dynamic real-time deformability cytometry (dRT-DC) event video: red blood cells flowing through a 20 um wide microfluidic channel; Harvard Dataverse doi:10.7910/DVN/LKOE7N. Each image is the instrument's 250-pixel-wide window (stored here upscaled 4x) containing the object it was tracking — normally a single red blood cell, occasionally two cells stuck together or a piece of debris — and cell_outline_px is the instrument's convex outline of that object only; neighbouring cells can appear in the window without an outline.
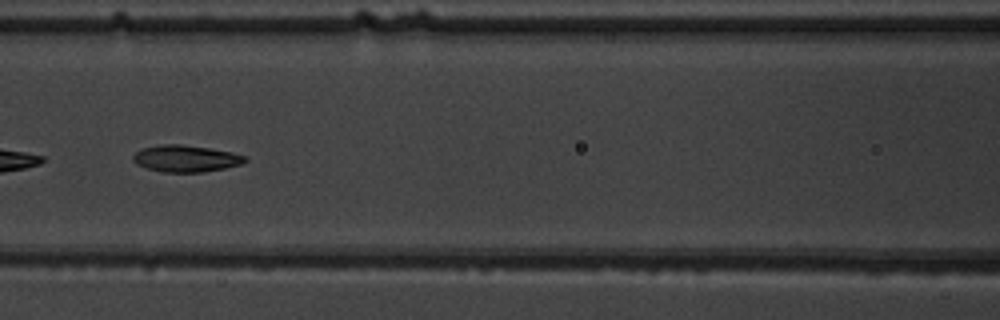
{"species": "common noctule bat (a hibernating species)", "species_latin": "Nyctalus noctula", "temperature_condition": "warm", "stored_images_in_passage": 7, "camera_frame_rate_fps": 3000, "um_per_image_px": 0.085, "animal": {"sex": "male", "body_mass_g": 19.5, "forearm_length_mm": 54.6}, "frame": {"image": 1, "passage_image": 7, "time_ms": 7.0, "image_size_px": [1000, 320], "cell_outline_px": [[248, 160], [244, 164], [204, 172], [160, 172], [136, 164], [132, 160], [132, 156], [140, 148], [160, 144], [180, 144], [208, 148], [232, 152], [244, 156]], "centroid_in_image_um": [15.77, 13.47], "position_along_channel_um": 150.8, "area_um2": 17.57}}